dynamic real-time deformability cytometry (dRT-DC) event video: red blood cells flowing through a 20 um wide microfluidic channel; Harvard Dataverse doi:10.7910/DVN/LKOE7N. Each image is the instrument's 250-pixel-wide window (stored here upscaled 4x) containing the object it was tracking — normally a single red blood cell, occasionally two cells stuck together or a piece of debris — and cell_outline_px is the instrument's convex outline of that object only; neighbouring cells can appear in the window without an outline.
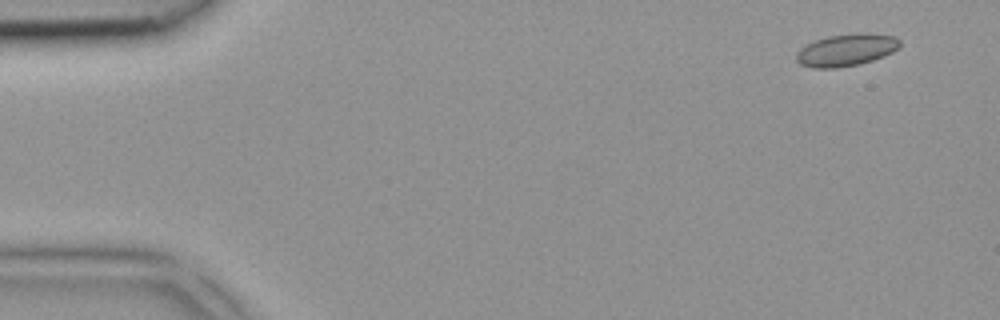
{"species": "common noctule bat (a hibernating species)", "species_latin": "Nyctalus noctula", "temperature_condition": "room temperature", "stored_images_in_passage": 4, "camera_frame_rate_fps": 3000, "um_per_image_px": 0.085, "animal": {"sex": "female", "body_mass_g": 18.4}, "frame": {"image": 1, "passage_image": 1, "time_ms": 0.0, "image_size_px": [1000, 320], "cell_outline_px": [[900, 44], [892, 52], [884, 56], [860, 64], [836, 68], [812, 68], [800, 64], [796, 60], [796, 52], [800, 48], [816, 40], [828, 36], [860, 32], [864, 32], [892, 36], [900, 40]], "centroid_in_image_um": [71.91, 4.25], "position_along_channel_um": 13.1, "area_um2": 19.36}}
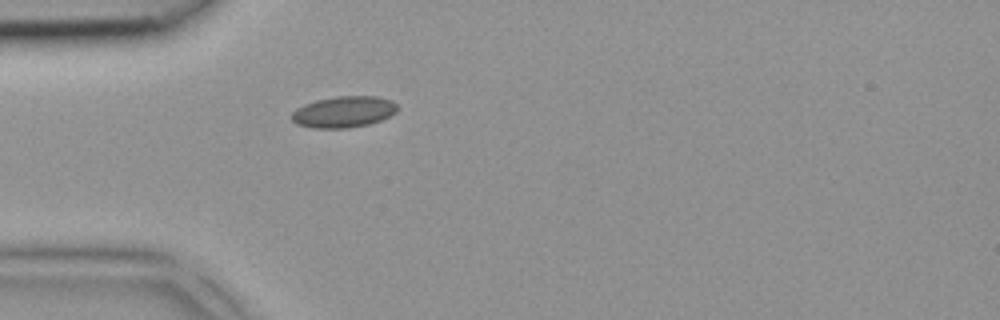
{"frame": {"image": 2, "passage_image": 4, "time_ms": 1.0, "image_size_px": [1000, 320], "cell_outline_px": [[400, 108], [396, 112], [380, 120], [368, 124], [348, 128], [312, 128], [296, 124], [288, 116], [296, 108], [304, 104], [316, 100], [336, 96], [380, 96], [392, 100]], "centroid_in_image_um": [29.19, 9.5], "position_along_channel_um": 55.8, "area_um2": 19.54}}